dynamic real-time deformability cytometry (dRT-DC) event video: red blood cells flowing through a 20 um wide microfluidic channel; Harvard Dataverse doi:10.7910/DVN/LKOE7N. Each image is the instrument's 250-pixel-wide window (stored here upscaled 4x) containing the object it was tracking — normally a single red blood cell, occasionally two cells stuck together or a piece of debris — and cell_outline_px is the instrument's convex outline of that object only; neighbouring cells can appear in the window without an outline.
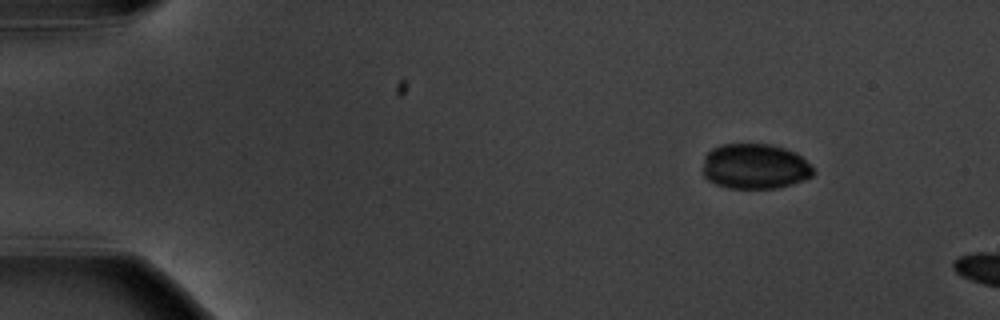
{"species": "common noctule bat (a hibernating species)", "species_latin": "Nyctalus noctula", "temperature_condition": "warm", "stored_images_in_passage": 2, "camera_frame_rate_fps": 3000, "um_per_image_px": 0.085, "animal": {"sex": "male", "body_mass_g": 20.1, "forearm_length_mm": 53.5}, "frame": {"image": 1, "passage_image": 1, "time_ms": 0.0, "image_size_px": [1000, 320], "cell_outline_px": [[816, 172], [812, 176], [804, 180], [792, 184], [776, 188], [728, 188], [716, 184], [708, 180], [704, 176], [704, 156], [712, 148], [720, 144], [772, 144], [796, 152]], "centroid_in_image_um": [64.16, 14.14], "position_along_channel_um": 20.8, "area_um2": 29.19}}